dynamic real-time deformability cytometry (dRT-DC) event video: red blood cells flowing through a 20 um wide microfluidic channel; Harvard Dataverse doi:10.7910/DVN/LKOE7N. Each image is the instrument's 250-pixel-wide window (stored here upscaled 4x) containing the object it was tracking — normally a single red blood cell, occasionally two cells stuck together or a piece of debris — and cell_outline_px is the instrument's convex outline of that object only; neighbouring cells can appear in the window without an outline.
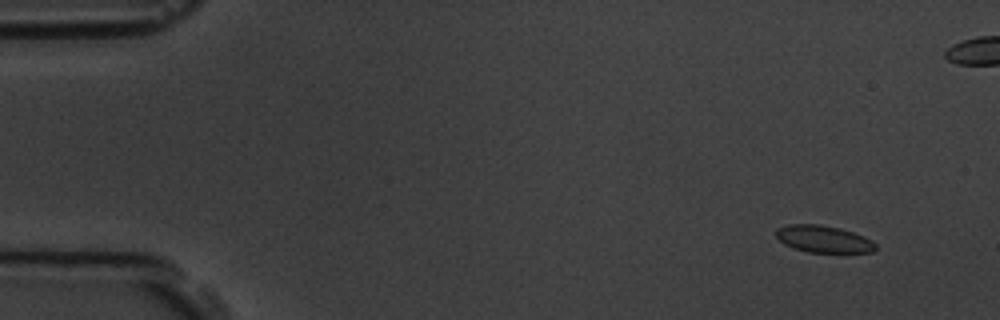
{"species": "common noctule bat (a hibernating species)", "species_latin": "Nyctalus noctula", "temperature_condition": "room temperature", "stored_images_in_passage": 9, "camera_frame_rate_fps": 3000, "um_per_image_px": 0.085, "animal": {"sex": "male", "body_mass_g": 19.5, "forearm_length_mm": 54.6}, "frame": {"image": 1, "passage_image": 1, "time_ms": 0.0, "image_size_px": [1000, 320], "cell_outline_px": [[876, 248], [872, 252], [808, 252], [792, 248], [784, 244], [776, 236], [776, 228], [788, 224], [820, 224], [840, 228], [864, 236], [872, 240], [876, 244]], "centroid_in_image_um": [69.98, 20.31], "position_along_channel_um": 15.0, "area_um2": 15.72}}
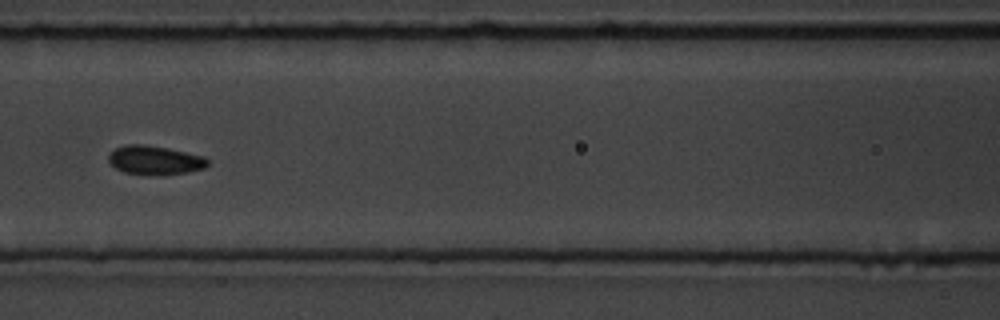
{"frame": {"image": 2, "passage_image": 6, "time_ms": 6.667, "image_size_px": [1000, 320], "cell_outline_px": [[208, 164], [204, 168], [188, 172], [124, 172], [116, 168], [108, 160], [108, 156], [116, 148], [124, 144], [140, 144], [168, 148], [204, 156], [208, 160]], "centroid_in_image_um": [13.16, 13.56], "position_along_channel_um": 153.4, "area_um2": 15.78}}
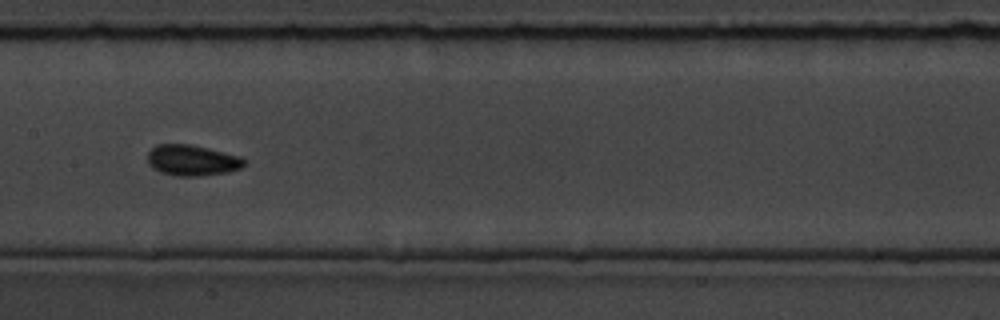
{"frame": {"image": 3, "passage_image": 7, "time_ms": 7.667, "image_size_px": [1000, 320], "cell_outline_px": [[244, 164], [240, 168], [228, 172], [200, 176], [176, 176], [160, 172], [152, 168], [148, 164], [148, 152], [156, 144], [188, 144], [208, 148], [240, 156], [244, 160]], "centroid_in_image_um": [16.29, 13.63], "position_along_channel_um": 191.1, "area_um2": 17.34}}